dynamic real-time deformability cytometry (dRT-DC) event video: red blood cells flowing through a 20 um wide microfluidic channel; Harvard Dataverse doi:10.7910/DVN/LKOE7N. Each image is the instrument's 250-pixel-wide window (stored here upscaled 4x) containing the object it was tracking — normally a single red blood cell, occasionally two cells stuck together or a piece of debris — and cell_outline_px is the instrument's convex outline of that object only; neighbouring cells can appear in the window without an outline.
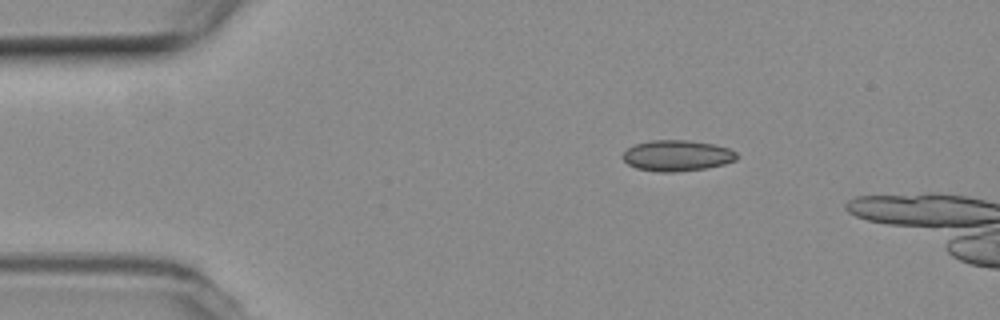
{"species": "common noctule bat (a hibernating species)", "species_latin": "Nyctalus noctula", "temperature_condition": "room temperature", "stored_images_in_passage": 3, "camera_frame_rate_fps": 3000, "um_per_image_px": 0.085, "animal": {"sex": "female", "body_mass_g": 19.3, "forearm_length_mm": 54.1}, "frame": {"image": 1, "passage_image": 1, "time_ms": 0.0, "image_size_px": [1000, 320], "cell_outline_px": [[736, 160], [724, 164], [704, 168], [676, 172], [656, 172], [636, 168], [628, 164], [620, 156], [628, 148], [636, 144], [652, 140], [688, 140], [712, 144], [728, 148], [736, 152]], "centroid_in_image_um": [57.51, 13.23], "position_along_channel_um": 27.5, "area_um2": 20.46}}